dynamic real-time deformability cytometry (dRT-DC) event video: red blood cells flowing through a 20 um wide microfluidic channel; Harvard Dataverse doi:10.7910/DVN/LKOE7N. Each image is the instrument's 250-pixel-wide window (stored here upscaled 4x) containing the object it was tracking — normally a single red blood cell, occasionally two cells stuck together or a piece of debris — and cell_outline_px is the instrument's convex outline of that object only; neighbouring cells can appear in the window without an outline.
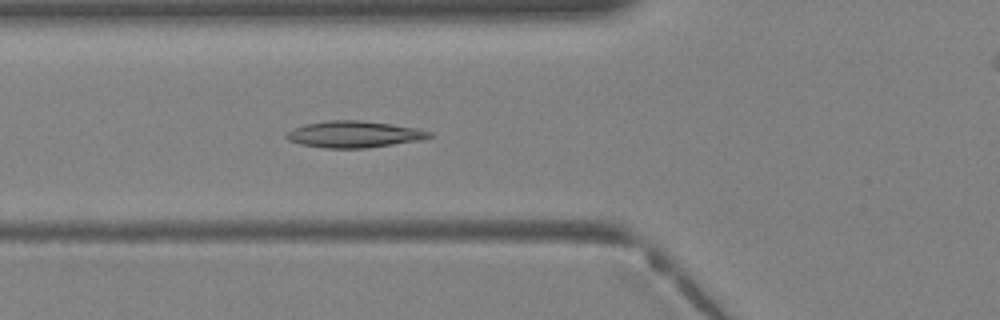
{"species": "Egyptian fruit bat (a non-hibernating species)", "species_latin": "Rousettus aegyptiacus", "temperature_condition": "warm", "stored_images_in_passage": 40, "segment_of_instrument_passage": [1, 2], "camera_frame_rate_fps": 3000, "um_per_image_px": 0.085, "animal": {"sex": "female"}, "frame": {"image": 1, "passage_image": 14, "time_ms": 4.333, "image_size_px": [1000, 320], "cell_outline_px": [[432, 136], [420, 140], [368, 148], [324, 148], [300, 144], [288, 140], [284, 136], [292, 128], [304, 124], [328, 120], [360, 120], [392, 124], [416, 128], [432, 132]], "centroid_in_image_um": [30.07, 11.41], "position_along_channel_um": 95.7, "area_um2": 22.2}}
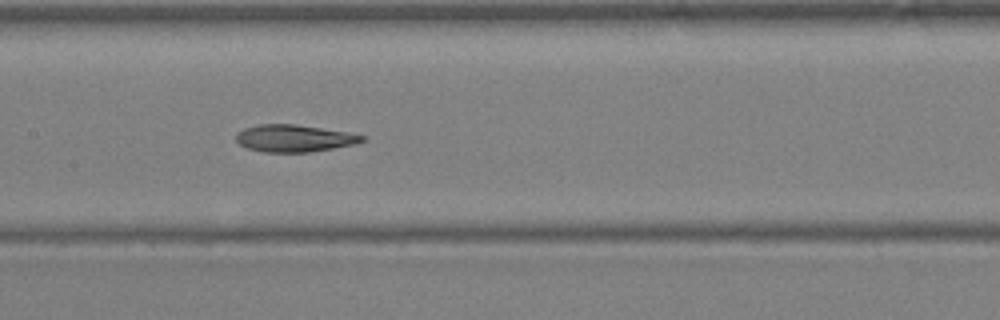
{"frame": {"image": 2, "passage_image": 19, "time_ms": 6.0, "image_size_px": [1000, 320], "cell_outline_px": [[368, 140], [356, 144], [308, 152], [264, 152], [248, 148], [240, 144], [236, 140], [236, 132], [244, 128], [260, 124], [296, 124], [348, 132], [368, 136]], "centroid_in_image_um": [25.05, 11.75], "position_along_channel_um": 182.3, "area_um2": 20.06}}
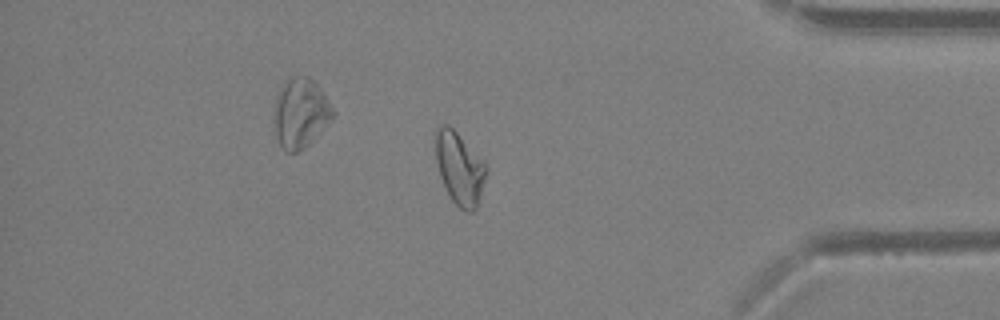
{"frame": {"image": 3, "passage_image": 33, "time_ms": 10.667, "image_size_px": [1000, 320], "cell_outline_px": [[488, 172], [476, 208], [472, 212], [468, 212], [460, 208], [452, 200], [440, 176], [436, 160], [436, 128], [440, 124], [448, 124], [484, 160], [488, 168]], "centroid_in_image_um": [39.09, 14.3], "position_along_channel_um": 396.1, "area_um2": 21.27}}